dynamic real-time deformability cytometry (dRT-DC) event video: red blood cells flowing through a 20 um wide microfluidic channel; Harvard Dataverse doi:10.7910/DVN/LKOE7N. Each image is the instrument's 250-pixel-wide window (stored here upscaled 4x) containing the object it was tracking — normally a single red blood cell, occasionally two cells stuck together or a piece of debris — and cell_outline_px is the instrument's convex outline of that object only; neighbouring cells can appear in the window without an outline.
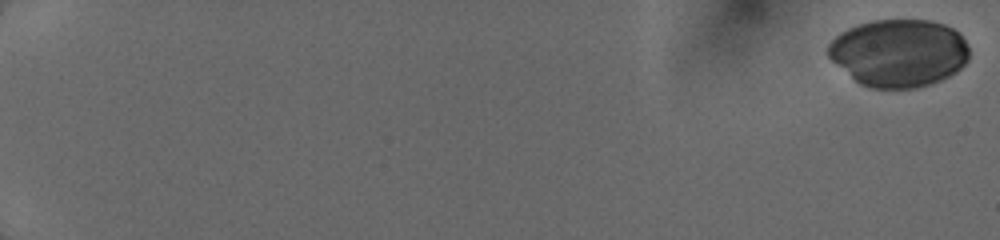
{"species": "human", "species_latin": "Homo sapiens", "temperature_condition": "cold", "stored_images_in_passage": 38, "camera_frame_rate_fps": 3000, "um_per_image_px": 0.085, "donor": {"sex": "female"}, "frame": {"image": 1, "passage_image": 1, "time_ms": 0.0, "image_size_px": [1000, 240], "cell_outline_px": [[968, 60], [956, 72], [932, 84], [916, 88], [868, 88], [860, 84], [836, 64], [828, 56], [828, 44], [840, 32], [848, 28], [872, 20], [928, 20], [944, 24], [960, 32], [968, 44]], "centroid_in_image_um": [76.42, 4.5], "position_along_channel_um": 8.6, "area_um2": 55.72}}
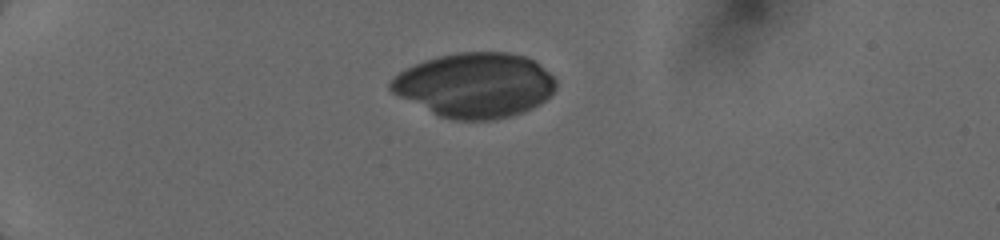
{"frame": {"image": 2, "passage_image": 14, "time_ms": 5.0, "image_size_px": [1000, 240], "cell_outline_px": [[556, 88], [540, 104], [532, 108], [512, 116], [492, 120], [452, 120], [440, 116], [392, 92], [388, 88], [388, 84], [392, 76], [404, 68], [424, 60], [456, 52], [504, 52], [524, 56], [532, 60], [548, 72], [556, 80]], "centroid_in_image_um": [40.34, 7.23], "position_along_channel_um": 44.7, "area_um2": 62.08}}